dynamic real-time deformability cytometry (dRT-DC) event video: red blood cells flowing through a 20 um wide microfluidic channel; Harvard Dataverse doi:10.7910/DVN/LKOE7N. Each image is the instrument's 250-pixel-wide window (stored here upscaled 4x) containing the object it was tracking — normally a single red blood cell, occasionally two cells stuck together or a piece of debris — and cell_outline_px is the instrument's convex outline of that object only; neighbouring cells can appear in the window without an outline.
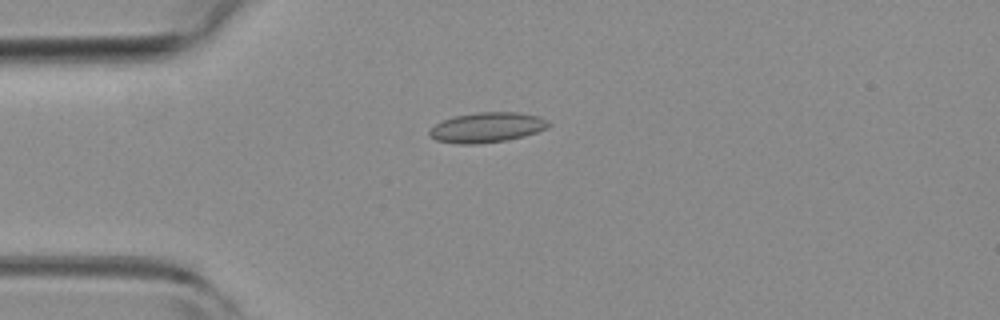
{"species": "common noctule bat (a hibernating species)", "species_latin": "Nyctalus noctula", "temperature_condition": "room temperature", "stored_images_in_passage": 4, "camera_frame_rate_fps": 3000, "um_per_image_px": 0.085, "animal": {"sex": "female", "body_mass_g": 19.3, "forearm_length_mm": 54.1}, "frame": {"image": 1, "passage_image": 2, "time_ms": 0.333, "image_size_px": [1000, 320], "cell_outline_px": [[552, 124], [548, 128], [524, 136], [504, 140], [476, 144], [456, 144], [436, 140], [428, 136], [428, 132], [436, 124], [452, 116], [476, 112], [520, 112], [540, 116], [548, 120]], "centroid_in_image_um": [41.41, 10.82], "position_along_channel_um": 43.6, "area_um2": 21.04}}
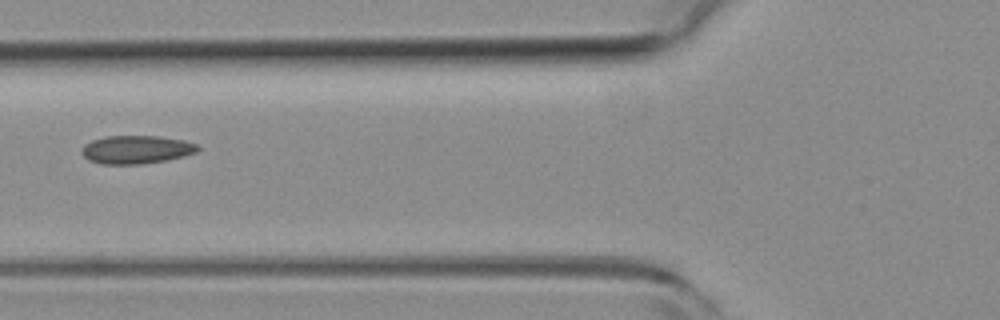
{"frame": {"image": 2, "passage_image": 4, "time_ms": 1.0, "image_size_px": [1000, 320], "cell_outline_px": [[200, 148], [196, 152], [184, 156], [168, 160], [140, 164], [100, 164], [88, 160], [80, 152], [80, 148], [84, 144], [92, 140], [104, 136], [160, 136], [184, 140], [196, 144]], "centroid_in_image_um": [11.55, 12.71], "position_along_channel_um": 114.2, "area_um2": 19.31}}